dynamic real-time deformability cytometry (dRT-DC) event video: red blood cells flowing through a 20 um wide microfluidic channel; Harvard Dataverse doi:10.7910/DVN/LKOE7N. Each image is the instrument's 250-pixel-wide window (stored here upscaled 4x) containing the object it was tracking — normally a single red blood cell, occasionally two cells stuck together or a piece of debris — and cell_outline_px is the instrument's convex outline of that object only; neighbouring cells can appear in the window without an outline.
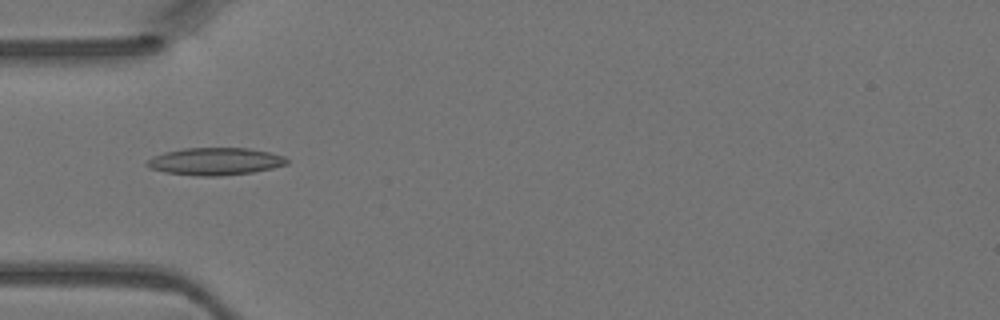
{"species": "Egyptian fruit bat (a non-hibernating species)", "species_latin": "Rousettus aegyptiacus", "temperature_condition": "warm", "stored_images_in_passage": 1, "camera_frame_rate_fps": 3000, "um_per_image_px": 0.085, "animal": {"sex": "female"}, "frame": {"image": 1, "passage_image": 1, "time_ms": 0.0, "image_size_px": [1000, 320], "cell_outline_px": [[288, 164], [272, 168], [252, 172], [220, 176], [196, 176], [164, 172], [152, 168], [144, 164], [152, 156], [164, 152], [184, 148], [248, 148], [268, 152], [284, 156], [288, 160]], "centroid_in_image_um": [18.27, 13.72], "position_along_channel_um": 66.7, "area_um2": 22.31}}